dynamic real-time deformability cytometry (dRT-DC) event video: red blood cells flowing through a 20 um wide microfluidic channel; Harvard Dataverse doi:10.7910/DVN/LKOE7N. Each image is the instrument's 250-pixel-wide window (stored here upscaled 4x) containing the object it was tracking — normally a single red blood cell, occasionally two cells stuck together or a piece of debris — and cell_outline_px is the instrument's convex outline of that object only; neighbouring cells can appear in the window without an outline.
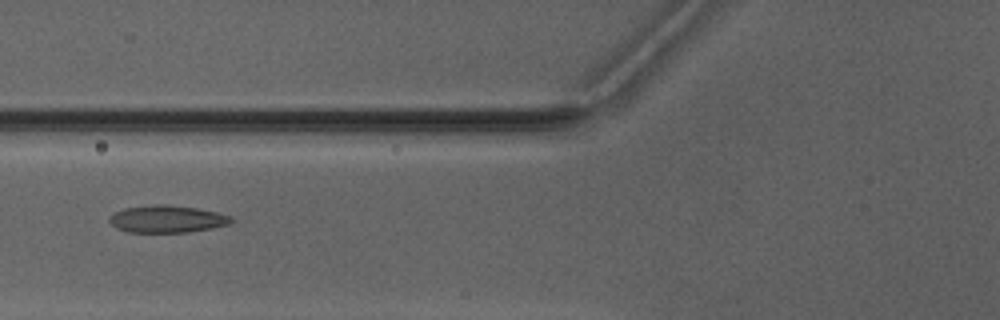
{"species": "Egyptian fruit bat (a non-hibernating species)", "species_latin": "Rousettus aegyptiacus", "temperature_condition": "warm", "stored_images_in_passage": 5, "camera_frame_rate_fps": 3000, "um_per_image_px": 0.085, "animal": {"sex": "male"}, "frame": {"image": 1, "passage_image": 4, "time_ms": 3.667, "image_size_px": [1000, 320], "cell_outline_px": [[236, 220], [228, 224], [212, 228], [188, 232], [128, 232], [116, 228], [108, 220], [108, 216], [112, 212], [124, 208], [156, 204], [164, 204], [196, 208], [216, 212], [232, 216]], "centroid_in_image_um": [14.18, 18.61], "position_along_channel_um": 111.6, "area_um2": 19.48}}
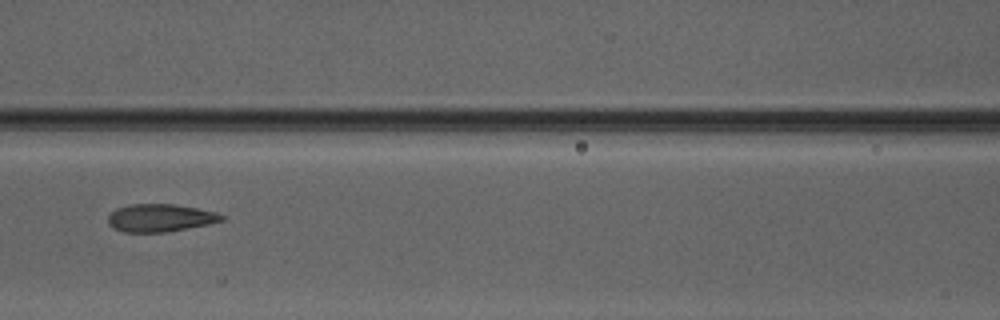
{"frame": {"image": 2, "passage_image": 5, "time_ms": 4.667, "image_size_px": [1000, 320], "cell_outline_px": [[224, 220], [208, 224], [168, 232], [124, 232], [112, 228], [108, 224], [108, 216], [116, 208], [128, 204], [172, 204], [196, 208], [216, 212], [224, 216]], "centroid_in_image_um": [13.58, 18.52], "position_along_channel_um": 153.0, "area_um2": 18.38}}